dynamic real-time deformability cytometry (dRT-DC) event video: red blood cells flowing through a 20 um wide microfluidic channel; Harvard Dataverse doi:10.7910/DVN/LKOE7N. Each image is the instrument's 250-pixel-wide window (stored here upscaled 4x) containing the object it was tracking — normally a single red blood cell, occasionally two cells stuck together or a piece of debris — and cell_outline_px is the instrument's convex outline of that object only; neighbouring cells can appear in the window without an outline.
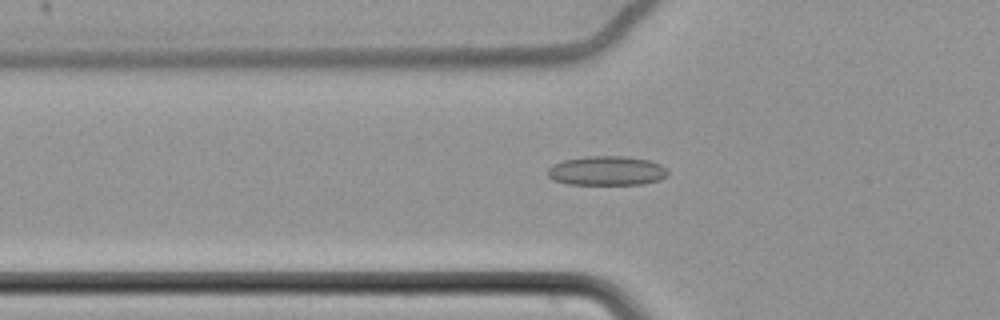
{"species": "common noctule bat (a hibernating species)", "species_latin": "Nyctalus noctula", "temperature_condition": "cold", "stored_images_in_passage": 64, "camera_frame_rate_fps": 3000, "um_per_image_px": 0.085, "animal": {"sex": "female", "body_mass_g": 22.7, "forearm_length_mm": 54.2}, "frame": {"image": 1, "passage_image": 25, "time_ms": 8.0, "image_size_px": [1000, 320], "cell_outline_px": [[668, 176], [660, 180], [644, 184], [568, 184], [552, 180], [548, 176], [548, 168], [552, 164], [564, 160], [584, 156], [624, 156], [648, 160], [660, 164], [668, 172]], "centroid_in_image_um": [51.56, 14.52], "position_along_channel_um": 74.2, "area_um2": 20.63}}
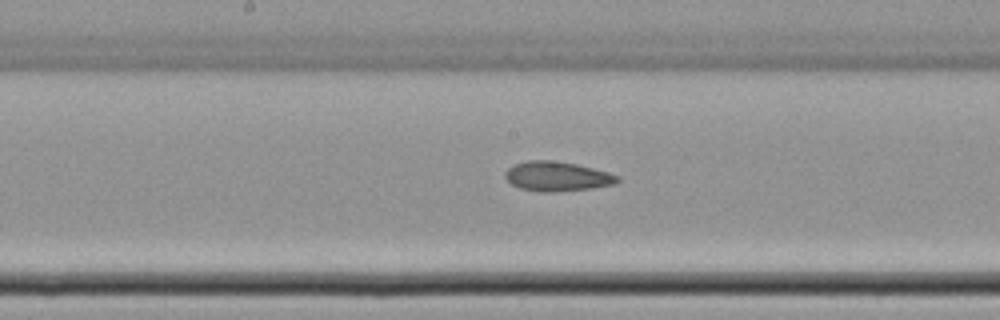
{"frame": {"image": 2, "passage_image": 36, "time_ms": 11.667, "image_size_px": [1000, 320], "cell_outline_px": [[620, 180], [616, 184], [592, 188], [552, 192], [540, 192], [520, 188], [512, 184], [504, 176], [504, 172], [512, 164], [528, 160], [552, 160], [576, 164], [608, 172], [620, 176]], "centroid_in_image_um": [47.35, 14.99], "position_along_channel_um": 200.9, "area_um2": 19.48}}
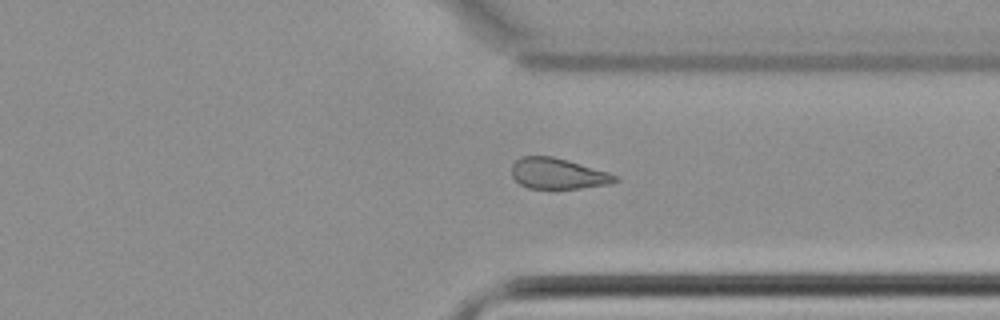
{"frame": {"image": 3, "passage_image": 50, "time_ms": 16.333, "image_size_px": [1000, 320], "cell_outline_px": [[620, 180], [608, 184], [580, 188], [528, 188], [520, 184], [512, 176], [512, 164], [520, 156], [552, 156], [568, 160], [608, 172], [620, 176]], "centroid_in_image_um": [47.43, 14.75], "position_along_channel_um": 364.0, "area_um2": 18.55}, "authors_computed_cell_mechanics": {"area_um2": 20.7213, "velocity_mm_per_s": 3.4807, "shape_relaxation_time_tau1_ms": null, "shape_relaxation_time_tau2_ms": 6.7487, "deformation_change_tau1": null, "deformation_change_tau2": 0.1181}}